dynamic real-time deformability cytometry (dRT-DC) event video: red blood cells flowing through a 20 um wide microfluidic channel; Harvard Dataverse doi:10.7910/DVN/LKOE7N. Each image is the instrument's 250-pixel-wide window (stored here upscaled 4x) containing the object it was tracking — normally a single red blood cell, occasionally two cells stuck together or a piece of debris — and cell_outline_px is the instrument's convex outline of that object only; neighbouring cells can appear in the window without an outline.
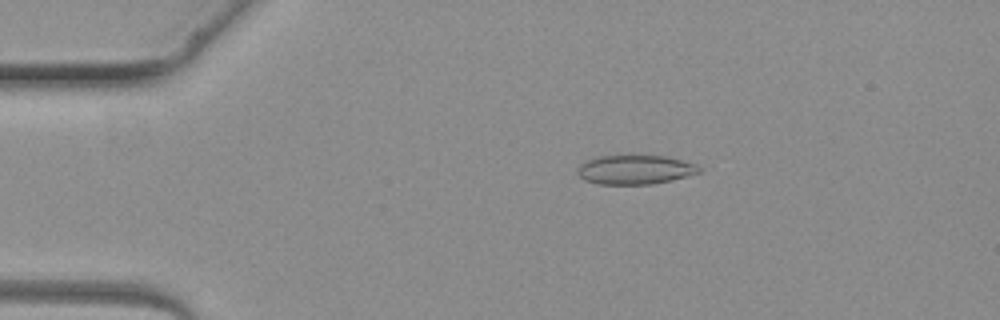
{"species": "common noctule bat (a hibernating species)", "species_latin": "Nyctalus noctula", "temperature_condition": "warm", "stored_images_in_passage": 3, "camera_frame_rate_fps": 3000, "um_per_image_px": 0.085, "animal": {"sex": "female", "body_mass_g": 19.3, "forearm_length_mm": 54.1}, "frame": {"image": 1, "passage_image": 2, "time_ms": 2.0, "image_size_px": [1000, 320], "cell_outline_px": [[700, 172], [672, 180], [652, 184], [600, 184], [584, 180], [576, 172], [580, 164], [588, 160], [600, 156], [668, 156], [696, 164], [700, 168]], "centroid_in_image_um": [53.98, 14.42], "position_along_channel_um": 31.0, "area_um2": 20.52}}